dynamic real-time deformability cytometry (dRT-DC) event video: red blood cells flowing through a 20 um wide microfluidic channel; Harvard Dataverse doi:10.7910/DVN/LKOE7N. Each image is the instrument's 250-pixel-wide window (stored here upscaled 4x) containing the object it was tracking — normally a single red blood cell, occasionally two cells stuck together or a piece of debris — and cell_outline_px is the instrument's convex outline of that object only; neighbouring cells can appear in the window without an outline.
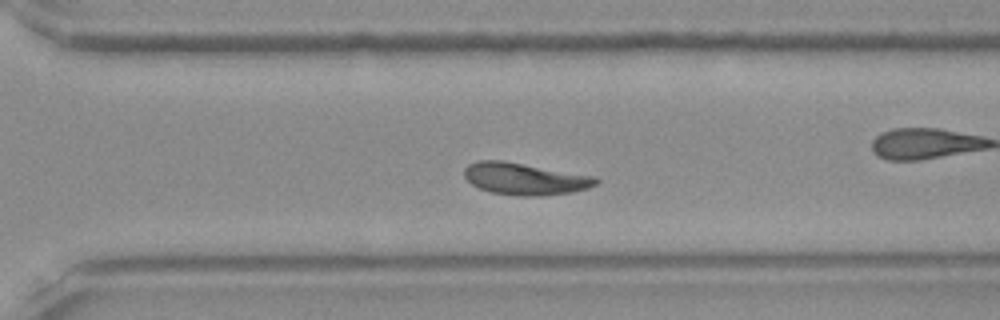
{"species": "Egyptian fruit bat (a non-hibernating species)", "species_latin": "Rousettus aegyptiacus", "temperature_condition": "room temperature", "stored_images_in_passage": 39, "camera_frame_rate_fps": 3000, "um_per_image_px": 0.085, "frame": {"image": 1, "passage_image": 23, "time_ms": 7.333, "image_size_px": [1000, 320], "cell_outline_px": [[600, 180], [596, 184], [588, 188], [572, 192], [540, 196], [516, 196], [492, 192], [480, 188], [472, 184], [464, 176], [464, 168], [468, 164], [476, 160], [504, 160], [596, 176]], "centroid_in_image_um": [44.62, 15.19], "position_along_channel_um": 326.0, "area_um2": 24.74}}
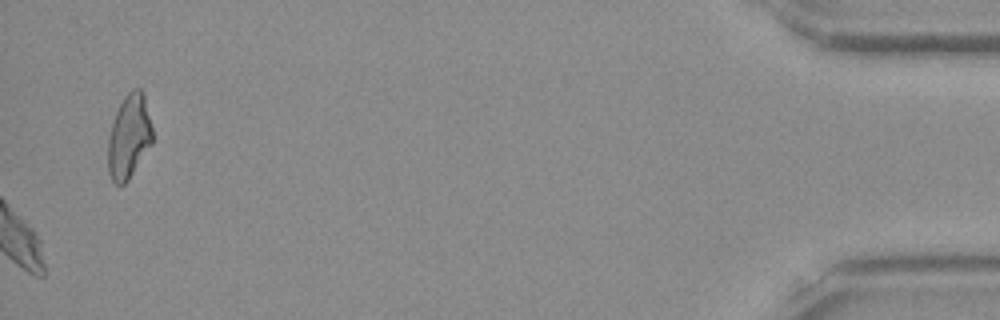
{"frame": {"image": 2, "passage_image": 39, "time_ms": 12.667, "image_size_px": [1000, 320], "cell_outline_px": [[152, 144], [128, 180], [124, 184], [116, 184], [112, 180], [108, 172], [108, 140], [112, 124], [116, 112], [124, 96], [132, 88], [140, 88], [144, 92], [152, 128]], "centroid_in_image_um": [10.97, 11.59], "position_along_channel_um": 424.2, "area_um2": 21.73}}